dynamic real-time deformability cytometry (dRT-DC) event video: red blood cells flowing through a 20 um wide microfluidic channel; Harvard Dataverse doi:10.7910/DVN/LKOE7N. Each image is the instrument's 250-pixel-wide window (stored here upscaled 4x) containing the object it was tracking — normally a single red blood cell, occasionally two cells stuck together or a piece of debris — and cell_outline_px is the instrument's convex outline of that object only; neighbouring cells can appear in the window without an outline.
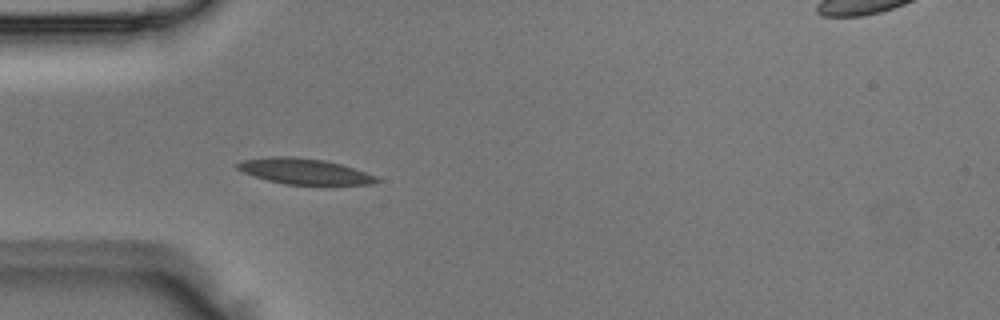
{"species": "Egyptian fruit bat (a non-hibernating species)", "species_latin": "Rousettus aegyptiacus", "temperature_condition": "room temperature", "stored_images_in_passage": 6, "segment_of_instrument_passage": [1, 2], "camera_frame_rate_fps": 3000, "um_per_image_px": 0.085, "animal": {"sex": "male"}, "frame": {"image": 1, "passage_image": 5, "time_ms": 1.333, "image_size_px": [1000, 320], "cell_outline_px": [[380, 180], [372, 184], [284, 184], [268, 180], [244, 172], [236, 168], [236, 164], [244, 160], [272, 156], [292, 156], [324, 160], [340, 164], [376, 176]], "centroid_in_image_um": [25.85, 14.55], "position_along_channel_um": 59.2, "area_um2": 20.4}}